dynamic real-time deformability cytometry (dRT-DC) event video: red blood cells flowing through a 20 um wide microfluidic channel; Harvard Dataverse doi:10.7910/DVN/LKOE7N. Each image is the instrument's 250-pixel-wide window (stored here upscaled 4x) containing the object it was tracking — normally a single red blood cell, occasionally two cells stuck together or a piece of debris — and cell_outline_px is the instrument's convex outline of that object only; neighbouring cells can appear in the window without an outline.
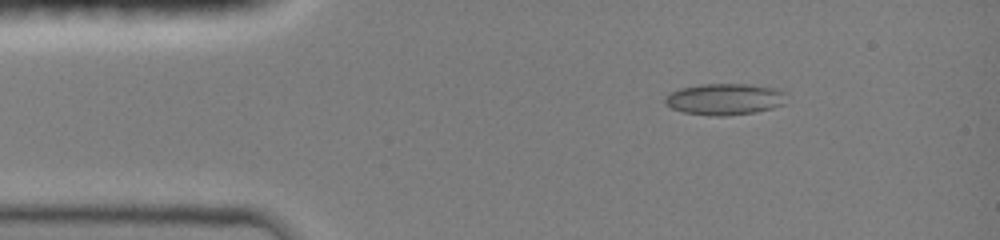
{"species": "common noctule bat (a hibernating species)", "species_latin": "Nyctalus noctula", "temperature_condition": "room temperature", "stored_images_in_passage": 24, "camera_frame_rate_fps": 3000, "um_per_image_px": 0.085, "animal": {"sex": "female", "body_mass_g": 19.0, "forearm_length_mm": 51.5}, "frame": {"image": 1, "passage_image": 3, "time_ms": 1.333, "image_size_px": [1000, 240], "cell_outline_px": [[784, 104], [772, 108], [756, 112], [728, 116], [716, 116], [684, 112], [672, 108], [664, 104], [664, 96], [680, 88], [704, 84], [748, 84], [776, 88], [784, 92]], "centroid_in_image_um": [61.58, 8.43], "position_along_channel_um": 23.4, "area_um2": 22.2}}
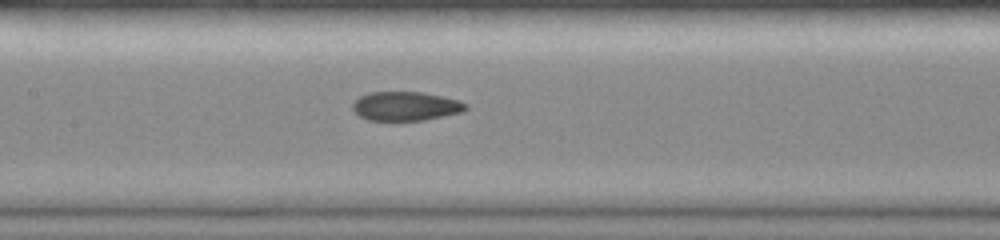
{"frame": {"image": 2, "passage_image": 12, "time_ms": 6.333, "image_size_px": [1000, 240], "cell_outline_px": [[468, 108], [460, 112], [424, 120], [368, 120], [360, 116], [352, 108], [352, 104], [360, 96], [372, 92], [424, 92], [460, 100], [468, 104]], "centroid_in_image_um": [34.5, 9.01], "position_along_channel_um": 172.9, "area_um2": 19.02}}
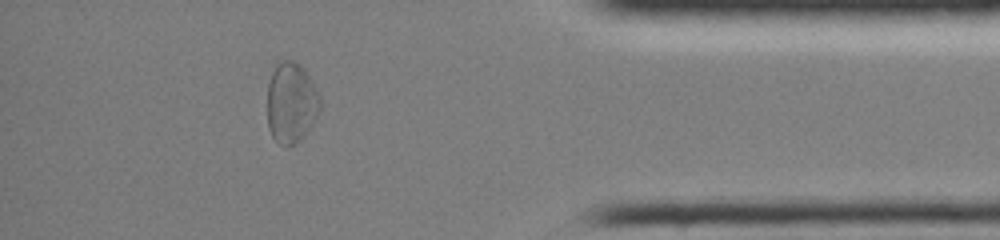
{"frame": {"image": 3, "passage_image": 21, "time_ms": 12.667, "image_size_px": [1000, 240], "cell_outline_px": [[324, 104], [320, 112], [300, 140], [284, 148], [272, 136], [268, 128], [268, 84], [272, 72], [276, 64], [280, 60], [292, 60], [300, 64], [304, 68], [316, 88]], "centroid_in_image_um": [24.77, 8.72], "position_along_channel_um": 410.4, "area_um2": 25.09}, "authors_computed_cell_mechanics": {"area_um2": 20.4323, "velocity_mm_per_s": 4.1003, "shape_relaxation_time_tau1_ms": null, "shape_relaxation_time_tau2_ms": 1.6388, "deformation_change_tau1": null, "deformation_change_tau2": 0.0556}}